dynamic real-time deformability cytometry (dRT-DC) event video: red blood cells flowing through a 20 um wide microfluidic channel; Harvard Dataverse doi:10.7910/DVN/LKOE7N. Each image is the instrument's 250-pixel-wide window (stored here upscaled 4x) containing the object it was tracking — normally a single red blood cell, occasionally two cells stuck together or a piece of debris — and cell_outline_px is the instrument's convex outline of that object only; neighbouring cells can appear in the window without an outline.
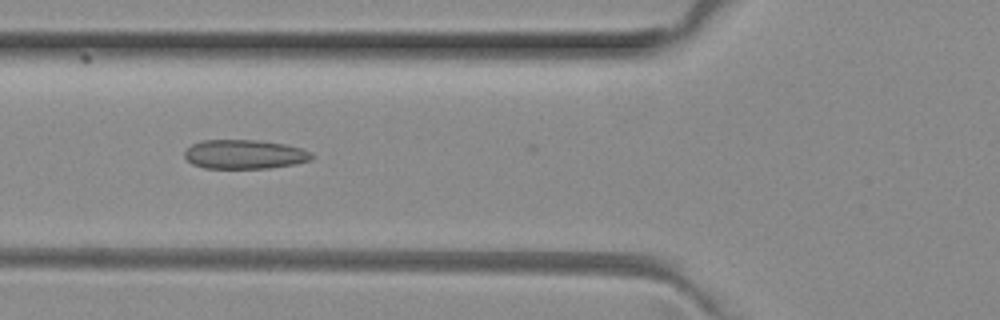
{"species": "common noctule bat (a hibernating species)", "species_latin": "Nyctalus noctula", "temperature_condition": "room temperature", "stored_images_in_passage": 5, "camera_frame_rate_fps": 3000, "um_per_image_px": 0.085, "animal": {"sex": "female", "body_mass_g": 29.2, "forearm_length_mm": 56.3}, "frame": {"image": 1, "passage_image": 3, "time_ms": 0.667, "image_size_px": [1000, 320], "cell_outline_px": [[312, 160], [292, 164], [268, 168], [204, 168], [192, 164], [184, 156], [184, 152], [192, 144], [204, 140], [256, 140], [284, 144], [300, 148], [312, 152]], "centroid_in_image_um": [20.77, 13.12], "position_along_channel_um": 105.0, "area_um2": 21.44}}
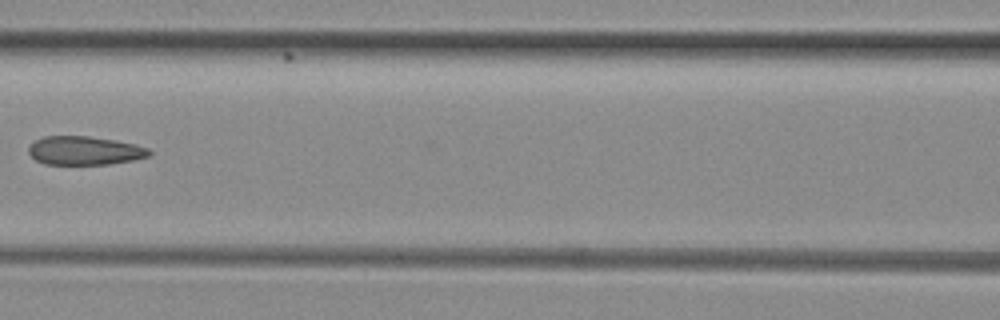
{"frame": {"image": 2, "passage_image": 4, "time_ms": 1.0, "image_size_px": [1000, 320], "cell_outline_px": [[152, 152], [148, 156], [132, 160], [108, 164], [44, 164], [36, 160], [28, 152], [28, 148], [36, 140], [44, 136], [88, 136], [116, 140], [136, 144], [148, 148]], "centroid_in_image_um": [7.2, 12.79], "position_along_channel_um": 159.4, "area_um2": 20.06}}
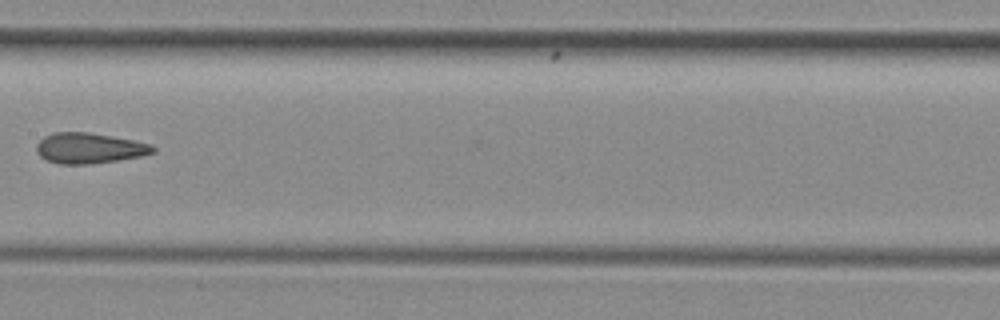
{"frame": {"image": 3, "passage_image": 5, "time_ms": 1.333, "image_size_px": [1000, 320], "cell_outline_px": [[156, 152], [144, 156], [92, 164], [60, 164], [48, 160], [40, 156], [36, 152], [36, 144], [44, 136], [52, 132], [88, 132], [132, 140], [148, 144], [156, 148]], "centroid_in_image_um": [7.58, 12.6], "position_along_channel_um": 199.8, "area_um2": 20.75}}